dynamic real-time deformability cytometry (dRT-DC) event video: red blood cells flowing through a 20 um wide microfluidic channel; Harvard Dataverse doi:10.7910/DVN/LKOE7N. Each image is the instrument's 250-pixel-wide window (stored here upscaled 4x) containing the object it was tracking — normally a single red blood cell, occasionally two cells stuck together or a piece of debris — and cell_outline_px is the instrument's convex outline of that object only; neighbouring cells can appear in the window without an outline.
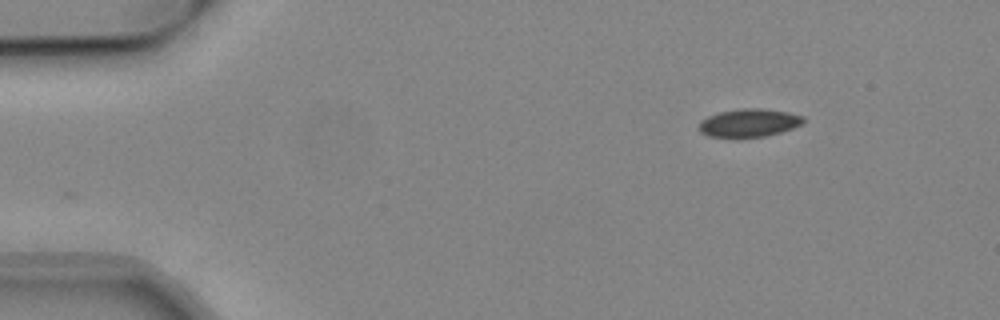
{"species": "common noctule bat (a hibernating species)", "species_latin": "Nyctalus noctula", "temperature_condition": "cold", "stored_images_in_passage": 47, "camera_frame_rate_fps": 3000, "um_per_image_px": 0.085, "animal": {"sex": "male", "body_mass_g": 19.2, "forearm_length_mm": 51.8}, "frame": {"image": 1, "passage_image": 1, "time_ms": 0.0, "image_size_px": [1000, 320], "cell_outline_px": [[808, 120], [804, 124], [780, 132], [764, 136], [740, 140], [708, 136], [700, 132], [700, 120], [708, 116], [720, 112], [744, 108], [760, 108], [788, 112], [804, 116]], "centroid_in_image_um": [63.68, 10.48], "position_along_channel_um": 21.3, "area_um2": 17.69}}
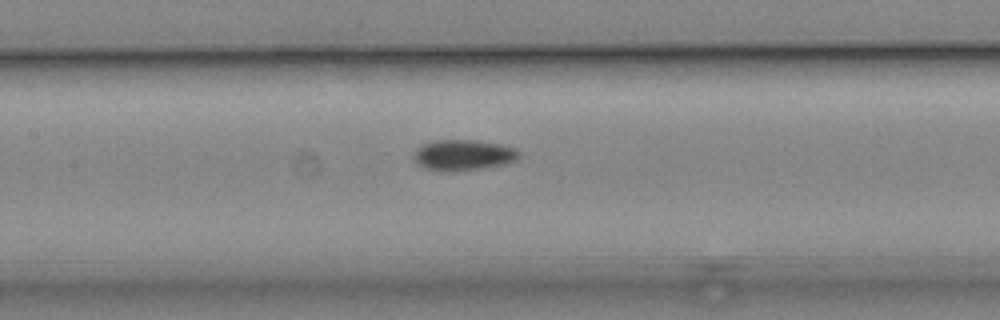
{"frame": {"image": 2, "passage_image": 19, "time_ms": 6.0, "image_size_px": [1000, 320], "cell_outline_px": [[520, 156], [504, 164], [476, 168], [428, 168], [420, 164], [416, 160], [416, 148], [432, 140], [472, 140], [500, 144], [516, 148], [520, 152]], "centroid_in_image_um": [39.45, 13.1], "position_along_channel_um": 168.0, "area_um2": 17.57}}
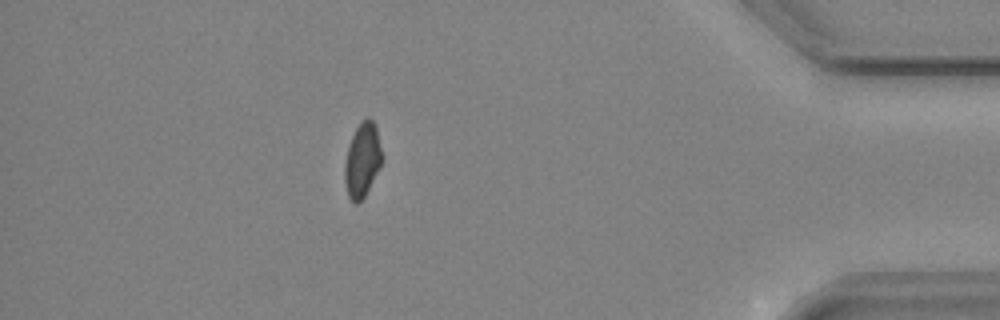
{"frame": {"image": 3, "passage_image": 41, "time_ms": 13.333, "image_size_px": [1000, 320], "cell_outline_px": [[384, 160], [380, 168], [364, 196], [356, 204], [348, 196], [344, 180], [344, 164], [348, 144], [356, 128], [368, 116], [376, 124], [384, 156]], "centroid_in_image_um": [30.82, 13.57], "position_along_channel_um": 404.4, "area_um2": 16.42}}